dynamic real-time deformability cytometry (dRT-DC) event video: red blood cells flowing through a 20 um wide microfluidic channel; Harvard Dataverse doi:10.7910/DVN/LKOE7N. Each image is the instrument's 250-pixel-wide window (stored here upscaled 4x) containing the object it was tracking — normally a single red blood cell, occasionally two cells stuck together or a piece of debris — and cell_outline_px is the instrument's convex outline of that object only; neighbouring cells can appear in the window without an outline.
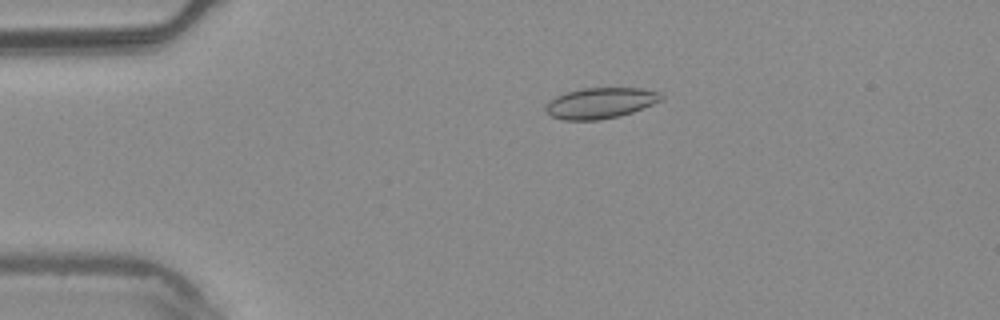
{"species": "common noctule bat (a hibernating species)", "species_latin": "Nyctalus noctula", "temperature_condition": "warm", "stored_images_in_passage": 7, "camera_frame_rate_fps": 3000, "um_per_image_px": 0.085, "animal": {"sex": "male", "body_mass_g": 20.4}, "frame": {"image": 1, "passage_image": 4, "time_ms": 1.0, "image_size_px": [1000, 320], "cell_outline_px": [[664, 100], [632, 112], [616, 116], [596, 120], [564, 120], [552, 116], [544, 108], [548, 100], [564, 92], [584, 88], [640, 88], [664, 92]], "centroid_in_image_um": [51.07, 8.74], "position_along_channel_um": 33.9, "area_um2": 20.87}}
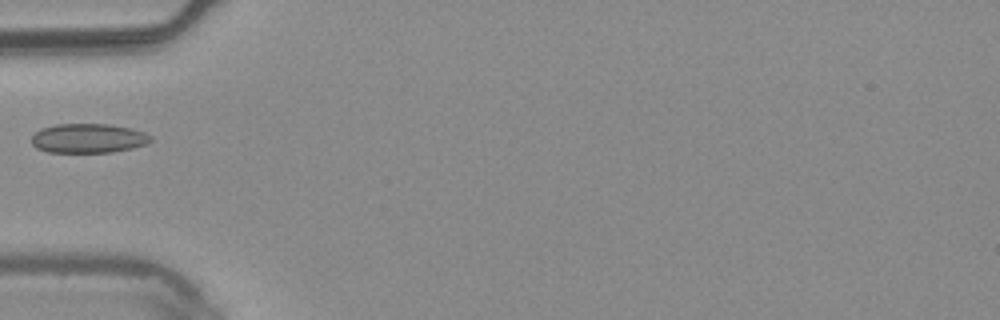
{"frame": {"image": 2, "passage_image": 6, "time_ms": 1.667, "image_size_px": [1000, 320], "cell_outline_px": [[152, 140], [148, 144], [132, 148], [112, 152], [48, 152], [36, 148], [32, 144], [32, 136], [40, 128], [56, 124], [108, 124], [132, 128], [144, 132], [152, 136]], "centroid_in_image_um": [7.52, 11.75], "position_along_channel_um": 77.5, "area_um2": 20.52}}